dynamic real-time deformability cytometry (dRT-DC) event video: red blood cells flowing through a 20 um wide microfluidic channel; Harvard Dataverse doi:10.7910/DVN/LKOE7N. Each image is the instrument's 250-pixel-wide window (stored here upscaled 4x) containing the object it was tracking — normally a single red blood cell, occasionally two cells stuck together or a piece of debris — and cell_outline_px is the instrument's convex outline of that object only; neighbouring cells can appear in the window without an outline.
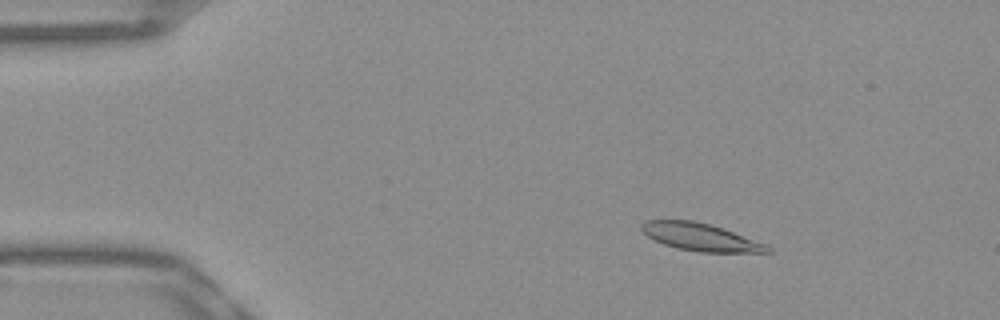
{"species": "Egyptian fruit bat (a non-hibernating species)", "species_latin": "Rousettus aegyptiacus", "temperature_condition": "warm", "stored_images_in_passage": 52, "camera_frame_rate_fps": 3000, "um_per_image_px": 0.085, "frame": {"image": 1, "passage_image": 8, "time_ms": 2.333, "image_size_px": [1000, 320], "cell_outline_px": [[772, 252], [700, 252], [676, 248], [664, 244], [648, 236], [640, 228], [640, 224], [644, 220], [692, 220], [712, 224], [724, 228], [764, 244], [772, 248]], "centroid_in_image_um": [59.51, 20.14], "position_along_channel_um": 25.5, "area_um2": 20.11}}
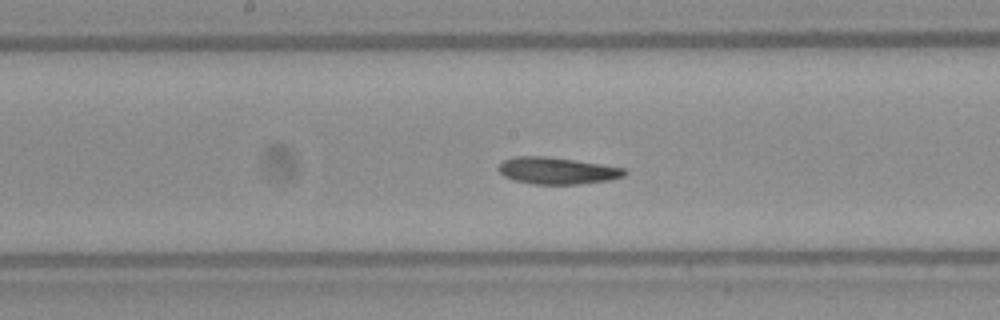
{"frame": {"image": 2, "passage_image": 27, "time_ms": 8.667, "image_size_px": [1000, 320], "cell_outline_px": [[628, 172], [624, 176], [612, 180], [576, 184], [532, 184], [512, 180], [504, 176], [496, 168], [504, 160], [516, 156], [548, 156], [600, 164], [624, 168]], "centroid_in_image_um": [47.34, 14.51], "position_along_channel_um": 200.9, "area_um2": 19.77}}
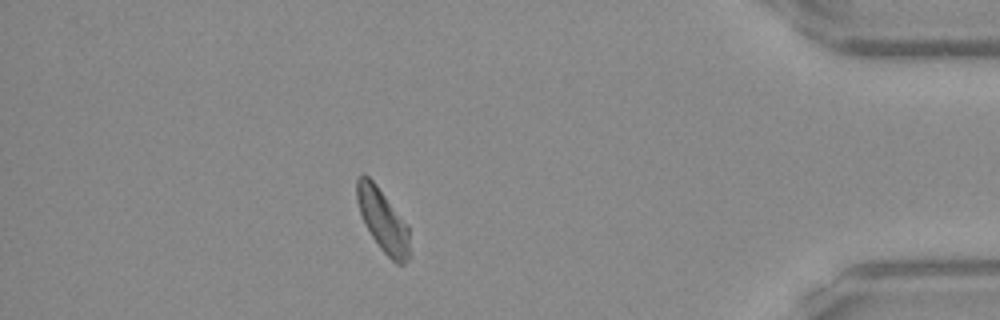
{"frame": {"image": 3, "passage_image": 46, "time_ms": 15.0, "image_size_px": [1000, 320], "cell_outline_px": [[412, 256], [404, 264], [396, 264], [380, 248], [372, 236], [360, 212], [356, 200], [356, 180], [364, 172], [376, 184], [408, 224]], "centroid_in_image_um": [32.59, 18.76], "position_along_channel_um": 402.6, "area_um2": 19.54}, "authors_computed_cell_mechanics": {"area_um2": 19.8543, "velocity_mm_per_s": 3.87, "shape_relaxation_time_tau1_ms": 3.5403, "shape_relaxation_time_tau2_ms": null, "deformation_change_tau1": 0.1221, "deformation_change_tau2": null}}